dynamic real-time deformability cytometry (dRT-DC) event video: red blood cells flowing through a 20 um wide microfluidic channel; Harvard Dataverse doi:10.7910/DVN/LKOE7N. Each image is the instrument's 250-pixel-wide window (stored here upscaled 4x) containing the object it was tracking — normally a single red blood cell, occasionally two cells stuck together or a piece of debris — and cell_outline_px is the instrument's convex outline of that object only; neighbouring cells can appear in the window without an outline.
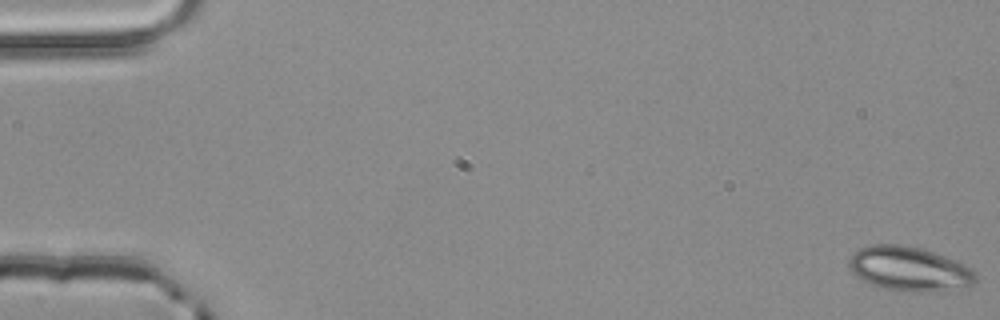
{"species": "common noctule bat (a hibernating species)", "species_latin": "Nyctalus noctula", "temperature_condition": "room temperature", "stored_images_in_passage": 4, "camera_frame_rate_fps": 3000, "um_per_image_px": 0.085, "animal": {"sex": "male", "body_mass_g": 20.4}, "frame": {"image": 1, "passage_image": 1, "time_ms": 0.0, "image_size_px": [1000, 320], "cell_outline_px": [[976, 280], [972, 284], [920, 292], [912, 292], [884, 288], [872, 284], [864, 280], [852, 272], [848, 264], [848, 260], [860, 248], [872, 244], [900, 244], [920, 248], [956, 260], [972, 268], [976, 272]], "centroid_in_image_um": [77.26, 22.82], "position_along_channel_um": 7.7, "area_um2": 32.02}}